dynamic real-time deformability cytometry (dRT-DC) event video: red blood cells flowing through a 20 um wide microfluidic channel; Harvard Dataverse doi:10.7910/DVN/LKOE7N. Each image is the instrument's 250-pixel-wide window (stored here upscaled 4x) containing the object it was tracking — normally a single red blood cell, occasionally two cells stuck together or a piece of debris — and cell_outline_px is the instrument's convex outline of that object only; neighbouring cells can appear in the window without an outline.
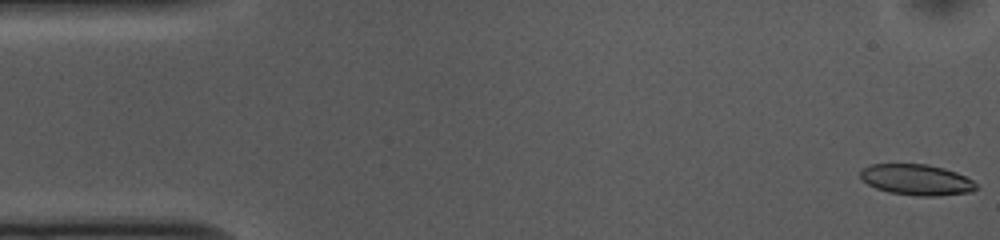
{"species": "common noctule bat (a hibernating species)", "species_latin": "Nyctalus noctula", "temperature_condition": "cold", "stored_images_in_passage": 53, "camera_frame_rate_fps": 3000, "um_per_image_px": 0.085, "animal": {"sex": "female", "body_mass_g": 10.0, "forearm_length_mm": 53.1}, "frame": {"image": 1, "passage_image": 1, "time_ms": 0.0, "image_size_px": [1000, 240], "cell_outline_px": [[976, 188], [972, 192], [936, 196], [920, 196], [888, 192], [876, 188], [868, 184], [860, 176], [860, 172], [864, 168], [872, 164], [928, 164], [944, 168], [956, 172], [972, 180], [976, 184]], "centroid_in_image_um": [77.92, 15.28], "position_along_channel_um": 7.1, "area_um2": 20.69}}
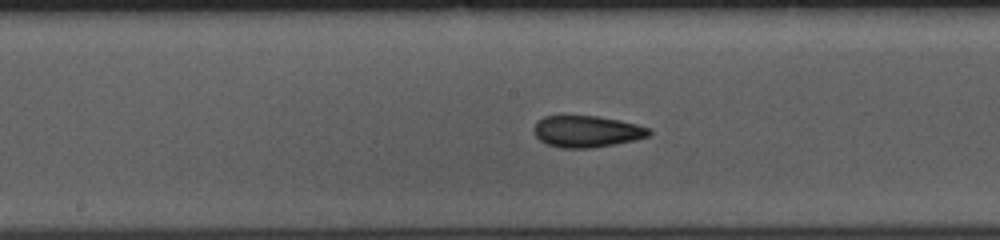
{"frame": {"image": 2, "passage_image": 26, "time_ms": 8.333, "image_size_px": [1000, 240], "cell_outline_px": [[652, 132], [648, 136], [632, 140], [592, 148], [560, 148], [548, 144], [540, 140], [532, 132], [532, 128], [536, 120], [544, 116], [596, 116], [620, 120], [636, 124], [648, 128]], "centroid_in_image_um": [49.81, 11.16], "position_along_channel_um": 198.4, "area_um2": 21.15}}
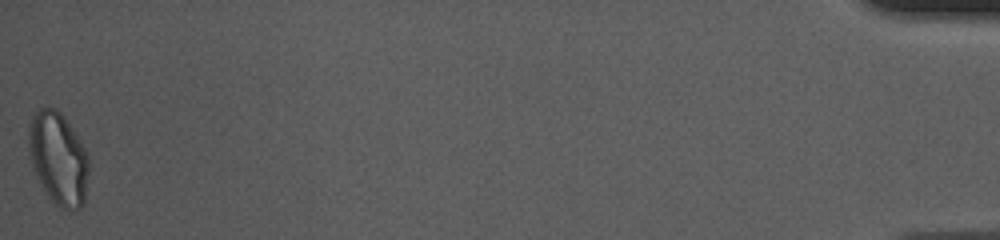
{"frame": {"image": 3, "passage_image": 53, "time_ms": 17.333, "image_size_px": [1000, 240], "cell_outline_px": [[88, 172], [84, 204], [80, 208], [60, 208], [48, 196], [32, 164], [28, 152], [28, 124], [32, 116], [40, 108], [48, 104], [56, 108], [64, 116], [88, 152]], "centroid_in_image_um": [4.95, 13.39], "position_along_channel_um": 430.3, "area_um2": 32.43}, "authors_computed_cell_mechanics": {"area_um2": 21.6172, "velocity_mm_per_s": 3.7093, "shape_relaxation_time_tau1_ms": null, "shape_relaxation_time_tau2_ms": 2.3974, "deformation_change_tau1": null, "deformation_change_tau2": 0.0897}}